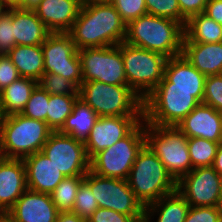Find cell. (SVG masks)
<instances>
[{
    "label": "cell",
    "instance_id": "cell-1",
    "mask_svg": "<svg viewBox=\"0 0 222 222\" xmlns=\"http://www.w3.org/2000/svg\"><path fill=\"white\" fill-rule=\"evenodd\" d=\"M76 49L117 46L124 42L126 23L109 1L82 4L68 32Z\"/></svg>",
    "mask_w": 222,
    "mask_h": 222
},
{
    "label": "cell",
    "instance_id": "cell-2",
    "mask_svg": "<svg viewBox=\"0 0 222 222\" xmlns=\"http://www.w3.org/2000/svg\"><path fill=\"white\" fill-rule=\"evenodd\" d=\"M184 36V26L180 22L146 14L126 25L124 42L169 59L181 55Z\"/></svg>",
    "mask_w": 222,
    "mask_h": 222
},
{
    "label": "cell",
    "instance_id": "cell-3",
    "mask_svg": "<svg viewBox=\"0 0 222 222\" xmlns=\"http://www.w3.org/2000/svg\"><path fill=\"white\" fill-rule=\"evenodd\" d=\"M203 97L204 90L170 89V83H159L143 99V120L150 125L177 126Z\"/></svg>",
    "mask_w": 222,
    "mask_h": 222
},
{
    "label": "cell",
    "instance_id": "cell-4",
    "mask_svg": "<svg viewBox=\"0 0 222 222\" xmlns=\"http://www.w3.org/2000/svg\"><path fill=\"white\" fill-rule=\"evenodd\" d=\"M127 183L144 208L177 189V181L147 145L138 153Z\"/></svg>",
    "mask_w": 222,
    "mask_h": 222
},
{
    "label": "cell",
    "instance_id": "cell-5",
    "mask_svg": "<svg viewBox=\"0 0 222 222\" xmlns=\"http://www.w3.org/2000/svg\"><path fill=\"white\" fill-rule=\"evenodd\" d=\"M53 130L46 122L22 114L3 116L0 121V151L4 158L24 159L42 151Z\"/></svg>",
    "mask_w": 222,
    "mask_h": 222
},
{
    "label": "cell",
    "instance_id": "cell-6",
    "mask_svg": "<svg viewBox=\"0 0 222 222\" xmlns=\"http://www.w3.org/2000/svg\"><path fill=\"white\" fill-rule=\"evenodd\" d=\"M79 99L99 117L143 116V99L128 85H111L99 81L82 82Z\"/></svg>",
    "mask_w": 222,
    "mask_h": 222
},
{
    "label": "cell",
    "instance_id": "cell-7",
    "mask_svg": "<svg viewBox=\"0 0 222 222\" xmlns=\"http://www.w3.org/2000/svg\"><path fill=\"white\" fill-rule=\"evenodd\" d=\"M146 145L178 181L192 169L187 137L176 126L145 123Z\"/></svg>",
    "mask_w": 222,
    "mask_h": 222
},
{
    "label": "cell",
    "instance_id": "cell-8",
    "mask_svg": "<svg viewBox=\"0 0 222 222\" xmlns=\"http://www.w3.org/2000/svg\"><path fill=\"white\" fill-rule=\"evenodd\" d=\"M146 145L145 121L126 137L90 159V170L100 176L127 180L138 153Z\"/></svg>",
    "mask_w": 222,
    "mask_h": 222
},
{
    "label": "cell",
    "instance_id": "cell-9",
    "mask_svg": "<svg viewBox=\"0 0 222 222\" xmlns=\"http://www.w3.org/2000/svg\"><path fill=\"white\" fill-rule=\"evenodd\" d=\"M127 85L144 99L164 78L167 57L141 47L121 43Z\"/></svg>",
    "mask_w": 222,
    "mask_h": 222
},
{
    "label": "cell",
    "instance_id": "cell-10",
    "mask_svg": "<svg viewBox=\"0 0 222 222\" xmlns=\"http://www.w3.org/2000/svg\"><path fill=\"white\" fill-rule=\"evenodd\" d=\"M84 182L91 188L100 208L111 209L143 222L144 207L136 199L127 180L100 176L89 170Z\"/></svg>",
    "mask_w": 222,
    "mask_h": 222
},
{
    "label": "cell",
    "instance_id": "cell-11",
    "mask_svg": "<svg viewBox=\"0 0 222 222\" xmlns=\"http://www.w3.org/2000/svg\"><path fill=\"white\" fill-rule=\"evenodd\" d=\"M83 82L99 81L111 85H127L121 43L117 46L78 50Z\"/></svg>",
    "mask_w": 222,
    "mask_h": 222
},
{
    "label": "cell",
    "instance_id": "cell-12",
    "mask_svg": "<svg viewBox=\"0 0 222 222\" xmlns=\"http://www.w3.org/2000/svg\"><path fill=\"white\" fill-rule=\"evenodd\" d=\"M44 57V74H58L72 81L78 88L81 86V61L68 33H51L42 44Z\"/></svg>",
    "mask_w": 222,
    "mask_h": 222
},
{
    "label": "cell",
    "instance_id": "cell-13",
    "mask_svg": "<svg viewBox=\"0 0 222 222\" xmlns=\"http://www.w3.org/2000/svg\"><path fill=\"white\" fill-rule=\"evenodd\" d=\"M65 177L85 176L90 170L84 142L53 131L41 151Z\"/></svg>",
    "mask_w": 222,
    "mask_h": 222
},
{
    "label": "cell",
    "instance_id": "cell-14",
    "mask_svg": "<svg viewBox=\"0 0 222 222\" xmlns=\"http://www.w3.org/2000/svg\"><path fill=\"white\" fill-rule=\"evenodd\" d=\"M221 176L212 166L192 169L177 181L176 191L190 206L222 207Z\"/></svg>",
    "mask_w": 222,
    "mask_h": 222
},
{
    "label": "cell",
    "instance_id": "cell-15",
    "mask_svg": "<svg viewBox=\"0 0 222 222\" xmlns=\"http://www.w3.org/2000/svg\"><path fill=\"white\" fill-rule=\"evenodd\" d=\"M142 120L143 116L98 117L84 141L88 158L126 137Z\"/></svg>",
    "mask_w": 222,
    "mask_h": 222
},
{
    "label": "cell",
    "instance_id": "cell-16",
    "mask_svg": "<svg viewBox=\"0 0 222 222\" xmlns=\"http://www.w3.org/2000/svg\"><path fill=\"white\" fill-rule=\"evenodd\" d=\"M58 214L50 194L27 189L4 218L8 222H56Z\"/></svg>",
    "mask_w": 222,
    "mask_h": 222
},
{
    "label": "cell",
    "instance_id": "cell-17",
    "mask_svg": "<svg viewBox=\"0 0 222 222\" xmlns=\"http://www.w3.org/2000/svg\"><path fill=\"white\" fill-rule=\"evenodd\" d=\"M176 127L187 138L222 143V112L204 103H199Z\"/></svg>",
    "mask_w": 222,
    "mask_h": 222
},
{
    "label": "cell",
    "instance_id": "cell-18",
    "mask_svg": "<svg viewBox=\"0 0 222 222\" xmlns=\"http://www.w3.org/2000/svg\"><path fill=\"white\" fill-rule=\"evenodd\" d=\"M23 159L0 158V210L6 214L27 190Z\"/></svg>",
    "mask_w": 222,
    "mask_h": 222
},
{
    "label": "cell",
    "instance_id": "cell-19",
    "mask_svg": "<svg viewBox=\"0 0 222 222\" xmlns=\"http://www.w3.org/2000/svg\"><path fill=\"white\" fill-rule=\"evenodd\" d=\"M81 5L79 0H42L34 11L51 33H68Z\"/></svg>",
    "mask_w": 222,
    "mask_h": 222
},
{
    "label": "cell",
    "instance_id": "cell-20",
    "mask_svg": "<svg viewBox=\"0 0 222 222\" xmlns=\"http://www.w3.org/2000/svg\"><path fill=\"white\" fill-rule=\"evenodd\" d=\"M27 188L51 194L65 178L58 168L40 151L23 159Z\"/></svg>",
    "mask_w": 222,
    "mask_h": 222
},
{
    "label": "cell",
    "instance_id": "cell-21",
    "mask_svg": "<svg viewBox=\"0 0 222 222\" xmlns=\"http://www.w3.org/2000/svg\"><path fill=\"white\" fill-rule=\"evenodd\" d=\"M181 54L205 76L222 74V42H190L184 36Z\"/></svg>",
    "mask_w": 222,
    "mask_h": 222
},
{
    "label": "cell",
    "instance_id": "cell-22",
    "mask_svg": "<svg viewBox=\"0 0 222 222\" xmlns=\"http://www.w3.org/2000/svg\"><path fill=\"white\" fill-rule=\"evenodd\" d=\"M205 79L206 76L181 54L167 59L160 83H170V89L204 90Z\"/></svg>",
    "mask_w": 222,
    "mask_h": 222
},
{
    "label": "cell",
    "instance_id": "cell-23",
    "mask_svg": "<svg viewBox=\"0 0 222 222\" xmlns=\"http://www.w3.org/2000/svg\"><path fill=\"white\" fill-rule=\"evenodd\" d=\"M12 24L16 45H42L51 34L34 10H12Z\"/></svg>",
    "mask_w": 222,
    "mask_h": 222
},
{
    "label": "cell",
    "instance_id": "cell-24",
    "mask_svg": "<svg viewBox=\"0 0 222 222\" xmlns=\"http://www.w3.org/2000/svg\"><path fill=\"white\" fill-rule=\"evenodd\" d=\"M190 205L177 192L164 196L144 208L143 222H152L157 213L156 222H184ZM155 214V215H154Z\"/></svg>",
    "mask_w": 222,
    "mask_h": 222
},
{
    "label": "cell",
    "instance_id": "cell-25",
    "mask_svg": "<svg viewBox=\"0 0 222 222\" xmlns=\"http://www.w3.org/2000/svg\"><path fill=\"white\" fill-rule=\"evenodd\" d=\"M16 66L20 77L37 82L44 75V57L42 45H16L7 54Z\"/></svg>",
    "mask_w": 222,
    "mask_h": 222
},
{
    "label": "cell",
    "instance_id": "cell-26",
    "mask_svg": "<svg viewBox=\"0 0 222 222\" xmlns=\"http://www.w3.org/2000/svg\"><path fill=\"white\" fill-rule=\"evenodd\" d=\"M38 82L20 77L0 92V109L2 116L21 114Z\"/></svg>",
    "mask_w": 222,
    "mask_h": 222
},
{
    "label": "cell",
    "instance_id": "cell-27",
    "mask_svg": "<svg viewBox=\"0 0 222 222\" xmlns=\"http://www.w3.org/2000/svg\"><path fill=\"white\" fill-rule=\"evenodd\" d=\"M98 117L91 107L78 99L59 132L84 142Z\"/></svg>",
    "mask_w": 222,
    "mask_h": 222
},
{
    "label": "cell",
    "instance_id": "cell-28",
    "mask_svg": "<svg viewBox=\"0 0 222 222\" xmlns=\"http://www.w3.org/2000/svg\"><path fill=\"white\" fill-rule=\"evenodd\" d=\"M184 34L190 42L218 43L222 42V25L200 13L187 20Z\"/></svg>",
    "mask_w": 222,
    "mask_h": 222
},
{
    "label": "cell",
    "instance_id": "cell-29",
    "mask_svg": "<svg viewBox=\"0 0 222 222\" xmlns=\"http://www.w3.org/2000/svg\"><path fill=\"white\" fill-rule=\"evenodd\" d=\"M78 99L79 95H49L46 123L53 131L63 127Z\"/></svg>",
    "mask_w": 222,
    "mask_h": 222
},
{
    "label": "cell",
    "instance_id": "cell-30",
    "mask_svg": "<svg viewBox=\"0 0 222 222\" xmlns=\"http://www.w3.org/2000/svg\"><path fill=\"white\" fill-rule=\"evenodd\" d=\"M84 176L65 177L50 194L59 212L72 211L76 194Z\"/></svg>",
    "mask_w": 222,
    "mask_h": 222
},
{
    "label": "cell",
    "instance_id": "cell-31",
    "mask_svg": "<svg viewBox=\"0 0 222 222\" xmlns=\"http://www.w3.org/2000/svg\"><path fill=\"white\" fill-rule=\"evenodd\" d=\"M187 144L193 169L213 165L219 143L195 137L188 138Z\"/></svg>",
    "mask_w": 222,
    "mask_h": 222
},
{
    "label": "cell",
    "instance_id": "cell-32",
    "mask_svg": "<svg viewBox=\"0 0 222 222\" xmlns=\"http://www.w3.org/2000/svg\"><path fill=\"white\" fill-rule=\"evenodd\" d=\"M48 101L49 94L37 84L21 114L27 118L46 122Z\"/></svg>",
    "mask_w": 222,
    "mask_h": 222
},
{
    "label": "cell",
    "instance_id": "cell-33",
    "mask_svg": "<svg viewBox=\"0 0 222 222\" xmlns=\"http://www.w3.org/2000/svg\"><path fill=\"white\" fill-rule=\"evenodd\" d=\"M49 95H79V88L70 80L58 74L46 73L38 81Z\"/></svg>",
    "mask_w": 222,
    "mask_h": 222
},
{
    "label": "cell",
    "instance_id": "cell-34",
    "mask_svg": "<svg viewBox=\"0 0 222 222\" xmlns=\"http://www.w3.org/2000/svg\"><path fill=\"white\" fill-rule=\"evenodd\" d=\"M147 13L180 22L184 27L187 20L181 15L178 0H145Z\"/></svg>",
    "mask_w": 222,
    "mask_h": 222
},
{
    "label": "cell",
    "instance_id": "cell-35",
    "mask_svg": "<svg viewBox=\"0 0 222 222\" xmlns=\"http://www.w3.org/2000/svg\"><path fill=\"white\" fill-rule=\"evenodd\" d=\"M98 208L91 188L83 181L78 188L72 212L88 220Z\"/></svg>",
    "mask_w": 222,
    "mask_h": 222
},
{
    "label": "cell",
    "instance_id": "cell-36",
    "mask_svg": "<svg viewBox=\"0 0 222 222\" xmlns=\"http://www.w3.org/2000/svg\"><path fill=\"white\" fill-rule=\"evenodd\" d=\"M202 103L222 112V74L206 76Z\"/></svg>",
    "mask_w": 222,
    "mask_h": 222
},
{
    "label": "cell",
    "instance_id": "cell-37",
    "mask_svg": "<svg viewBox=\"0 0 222 222\" xmlns=\"http://www.w3.org/2000/svg\"><path fill=\"white\" fill-rule=\"evenodd\" d=\"M126 25L140 16L146 15L145 0H111Z\"/></svg>",
    "mask_w": 222,
    "mask_h": 222
},
{
    "label": "cell",
    "instance_id": "cell-38",
    "mask_svg": "<svg viewBox=\"0 0 222 222\" xmlns=\"http://www.w3.org/2000/svg\"><path fill=\"white\" fill-rule=\"evenodd\" d=\"M16 46L13 24L12 10L5 11L0 17V55H7Z\"/></svg>",
    "mask_w": 222,
    "mask_h": 222
},
{
    "label": "cell",
    "instance_id": "cell-39",
    "mask_svg": "<svg viewBox=\"0 0 222 222\" xmlns=\"http://www.w3.org/2000/svg\"><path fill=\"white\" fill-rule=\"evenodd\" d=\"M222 207L190 206L184 222H221Z\"/></svg>",
    "mask_w": 222,
    "mask_h": 222
},
{
    "label": "cell",
    "instance_id": "cell-40",
    "mask_svg": "<svg viewBox=\"0 0 222 222\" xmlns=\"http://www.w3.org/2000/svg\"><path fill=\"white\" fill-rule=\"evenodd\" d=\"M19 78L18 70L11 59L7 55H0V92Z\"/></svg>",
    "mask_w": 222,
    "mask_h": 222
},
{
    "label": "cell",
    "instance_id": "cell-41",
    "mask_svg": "<svg viewBox=\"0 0 222 222\" xmlns=\"http://www.w3.org/2000/svg\"><path fill=\"white\" fill-rule=\"evenodd\" d=\"M87 222H136L131 216L118 213L117 211L98 208Z\"/></svg>",
    "mask_w": 222,
    "mask_h": 222
},
{
    "label": "cell",
    "instance_id": "cell-42",
    "mask_svg": "<svg viewBox=\"0 0 222 222\" xmlns=\"http://www.w3.org/2000/svg\"><path fill=\"white\" fill-rule=\"evenodd\" d=\"M208 0H178L181 15L188 20L196 14L204 13Z\"/></svg>",
    "mask_w": 222,
    "mask_h": 222
},
{
    "label": "cell",
    "instance_id": "cell-43",
    "mask_svg": "<svg viewBox=\"0 0 222 222\" xmlns=\"http://www.w3.org/2000/svg\"><path fill=\"white\" fill-rule=\"evenodd\" d=\"M204 14L222 25V0H208Z\"/></svg>",
    "mask_w": 222,
    "mask_h": 222
},
{
    "label": "cell",
    "instance_id": "cell-44",
    "mask_svg": "<svg viewBox=\"0 0 222 222\" xmlns=\"http://www.w3.org/2000/svg\"><path fill=\"white\" fill-rule=\"evenodd\" d=\"M56 222H87L72 211L59 212Z\"/></svg>",
    "mask_w": 222,
    "mask_h": 222
},
{
    "label": "cell",
    "instance_id": "cell-45",
    "mask_svg": "<svg viewBox=\"0 0 222 222\" xmlns=\"http://www.w3.org/2000/svg\"><path fill=\"white\" fill-rule=\"evenodd\" d=\"M6 11L23 9V0H0Z\"/></svg>",
    "mask_w": 222,
    "mask_h": 222
},
{
    "label": "cell",
    "instance_id": "cell-46",
    "mask_svg": "<svg viewBox=\"0 0 222 222\" xmlns=\"http://www.w3.org/2000/svg\"><path fill=\"white\" fill-rule=\"evenodd\" d=\"M212 167L220 176L222 175V143H220L217 148L215 160Z\"/></svg>",
    "mask_w": 222,
    "mask_h": 222
},
{
    "label": "cell",
    "instance_id": "cell-47",
    "mask_svg": "<svg viewBox=\"0 0 222 222\" xmlns=\"http://www.w3.org/2000/svg\"><path fill=\"white\" fill-rule=\"evenodd\" d=\"M42 0H23L24 10H34Z\"/></svg>",
    "mask_w": 222,
    "mask_h": 222
},
{
    "label": "cell",
    "instance_id": "cell-48",
    "mask_svg": "<svg viewBox=\"0 0 222 222\" xmlns=\"http://www.w3.org/2000/svg\"><path fill=\"white\" fill-rule=\"evenodd\" d=\"M81 2V4H86L89 2H103V1H111V0H79Z\"/></svg>",
    "mask_w": 222,
    "mask_h": 222
},
{
    "label": "cell",
    "instance_id": "cell-49",
    "mask_svg": "<svg viewBox=\"0 0 222 222\" xmlns=\"http://www.w3.org/2000/svg\"><path fill=\"white\" fill-rule=\"evenodd\" d=\"M5 9L4 7L2 6V3L0 2V17L3 15V13H5Z\"/></svg>",
    "mask_w": 222,
    "mask_h": 222
},
{
    "label": "cell",
    "instance_id": "cell-50",
    "mask_svg": "<svg viewBox=\"0 0 222 222\" xmlns=\"http://www.w3.org/2000/svg\"><path fill=\"white\" fill-rule=\"evenodd\" d=\"M220 197H221V204H222V175H221Z\"/></svg>",
    "mask_w": 222,
    "mask_h": 222
},
{
    "label": "cell",
    "instance_id": "cell-51",
    "mask_svg": "<svg viewBox=\"0 0 222 222\" xmlns=\"http://www.w3.org/2000/svg\"><path fill=\"white\" fill-rule=\"evenodd\" d=\"M5 214L0 210V220L4 219Z\"/></svg>",
    "mask_w": 222,
    "mask_h": 222
},
{
    "label": "cell",
    "instance_id": "cell-52",
    "mask_svg": "<svg viewBox=\"0 0 222 222\" xmlns=\"http://www.w3.org/2000/svg\"><path fill=\"white\" fill-rule=\"evenodd\" d=\"M3 116H2V113H1V109H0V121L2 120Z\"/></svg>",
    "mask_w": 222,
    "mask_h": 222
},
{
    "label": "cell",
    "instance_id": "cell-53",
    "mask_svg": "<svg viewBox=\"0 0 222 222\" xmlns=\"http://www.w3.org/2000/svg\"><path fill=\"white\" fill-rule=\"evenodd\" d=\"M0 222H8L5 218L0 220Z\"/></svg>",
    "mask_w": 222,
    "mask_h": 222
}]
</instances>
